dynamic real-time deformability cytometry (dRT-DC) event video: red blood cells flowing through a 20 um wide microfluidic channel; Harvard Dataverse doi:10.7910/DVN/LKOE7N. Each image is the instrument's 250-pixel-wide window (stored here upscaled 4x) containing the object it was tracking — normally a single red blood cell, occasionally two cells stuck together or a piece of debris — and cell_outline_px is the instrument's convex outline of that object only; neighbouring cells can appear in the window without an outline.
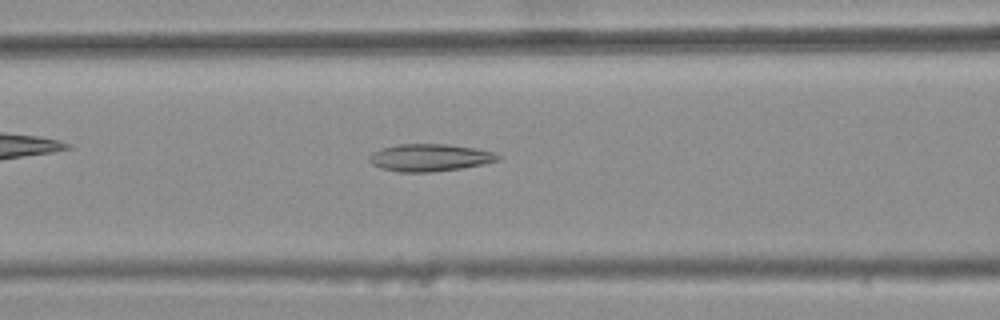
{"species": "common noctule bat (a hibernating species)", "species_latin": "Nyctalus noctula", "temperature_condition": "warm", "stored_images_in_passage": 36, "camera_frame_rate_fps": 3000, "um_per_image_px": 0.085, "animal": {"sex": "female", "body_mass_g": 25.1}, "frame": {"image": 1, "passage_image": 16, "time_ms": 5.0, "image_size_px": [1000, 320], "cell_outline_px": [[500, 156], [496, 160], [480, 164], [460, 168], [432, 172], [400, 172], [380, 168], [372, 164], [368, 160], [368, 156], [372, 152], [380, 148], [400, 144], [448, 144], [476, 148], [492, 152]], "centroid_in_image_um": [36.44, 13.39], "position_along_channel_um": 130.2, "area_um2": 20.35}}
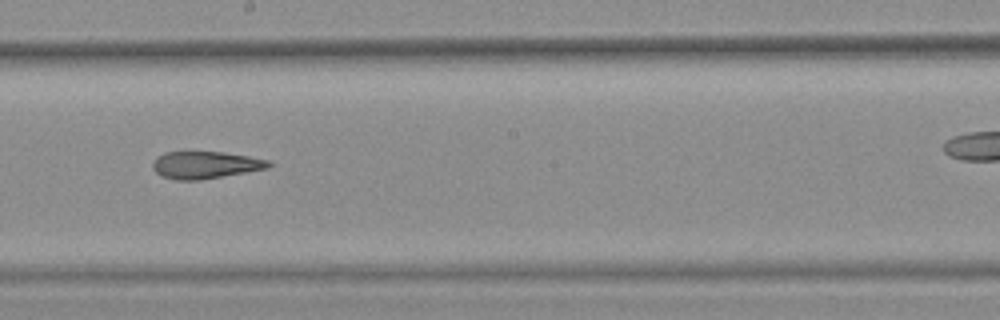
{"frame": {"image": 2, "passage_image": 24, "time_ms": 7.667, "image_size_px": [1000, 320], "cell_outline_px": [[272, 164], [268, 168], [200, 180], [176, 180], [160, 176], [152, 168], [152, 164], [164, 152], [224, 152], [248, 156], [268, 160]], "centroid_in_image_um": [17.45, 14.03], "position_along_channel_um": 230.8, "area_um2": 18.21}}
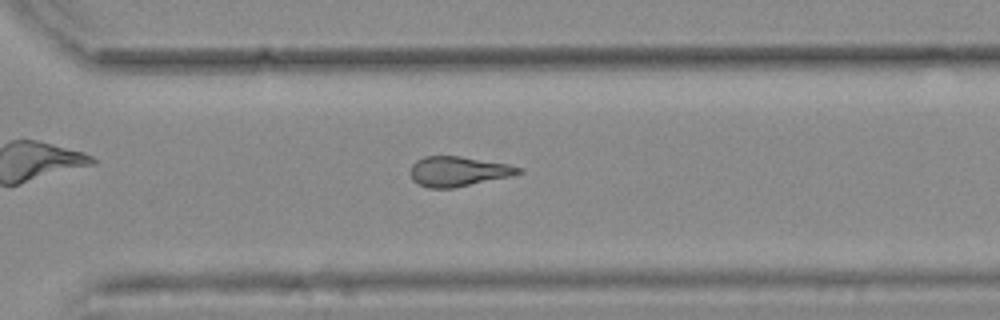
{"frame": {"image": 3, "passage_image": 32, "time_ms": 10.333, "image_size_px": [1000, 320], "cell_outline_px": [[524, 172], [512, 176], [452, 188], [428, 188], [412, 180], [408, 172], [412, 164], [416, 160], [424, 156], [460, 156], [508, 164], [524, 168]], "centroid_in_image_um": [38.94, 14.56], "position_along_channel_um": 331.7, "area_um2": 19.02}, "authors_computed_cell_mechanics": {"area_um2": 19.8832, "velocity_mm_per_s": 3.7818, "shape_relaxation_time_tau1_ms": null, "shape_relaxation_time_tau2_ms": 2.2364, "deformation_change_tau1": null, "deformation_change_tau2": 0.1161}}